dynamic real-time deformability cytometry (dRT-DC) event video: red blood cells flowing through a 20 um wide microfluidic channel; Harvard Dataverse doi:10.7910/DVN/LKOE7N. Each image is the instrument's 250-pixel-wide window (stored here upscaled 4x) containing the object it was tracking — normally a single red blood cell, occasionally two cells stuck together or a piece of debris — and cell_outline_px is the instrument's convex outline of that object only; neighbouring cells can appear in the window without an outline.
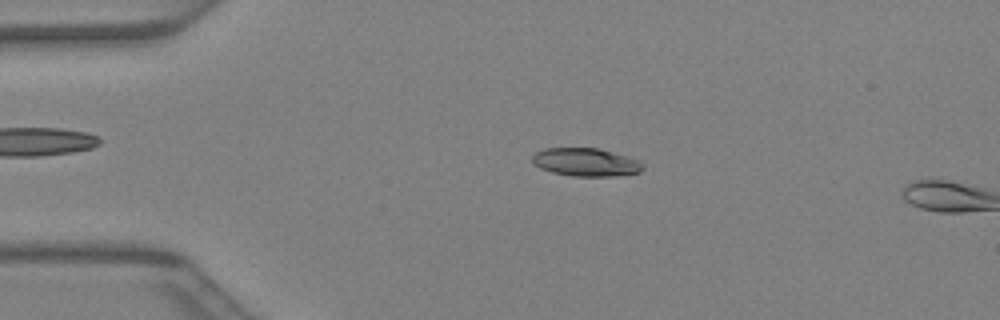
{"species": "Egyptian fruit bat (a non-hibernating species)", "species_latin": "Rousettus aegyptiacus", "temperature_condition": "warm", "stored_images_in_passage": 9, "camera_frame_rate_fps": 3000, "um_per_image_px": 0.085, "animal": {"sex": "female"}, "frame": {"image": 1, "passage_image": 8, "time_ms": 2.333, "image_size_px": [1000, 320], "cell_outline_px": [[644, 168], [640, 172], [612, 176], [572, 176], [552, 172], [540, 168], [532, 164], [532, 156], [536, 152], [544, 148], [600, 148], [636, 160], [644, 164]], "centroid_in_image_um": [49.75, 13.78], "position_along_channel_um": 35.3, "area_um2": 18.03}}